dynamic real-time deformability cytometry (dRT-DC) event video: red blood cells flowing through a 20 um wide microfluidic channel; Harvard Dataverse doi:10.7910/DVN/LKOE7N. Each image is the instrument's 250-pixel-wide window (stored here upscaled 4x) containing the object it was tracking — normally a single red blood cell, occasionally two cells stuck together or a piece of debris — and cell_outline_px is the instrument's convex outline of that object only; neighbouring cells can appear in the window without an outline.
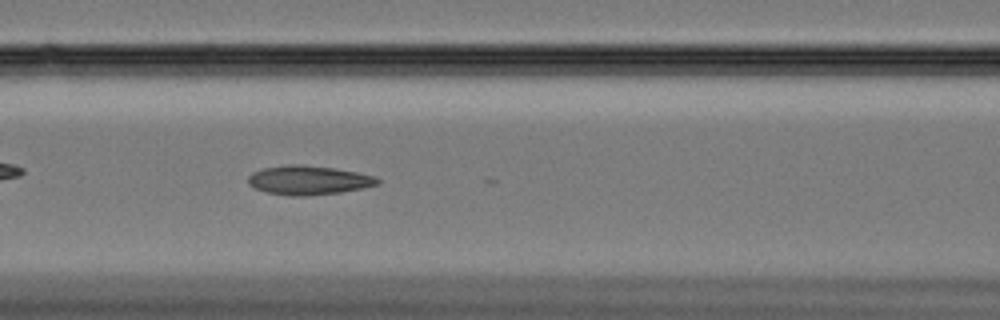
{"species": "Egyptian fruit bat (a non-hibernating species)", "species_latin": "Rousettus aegyptiacus", "temperature_condition": "cold", "stored_images_in_passage": 50, "camera_frame_rate_fps": 3000, "um_per_image_px": 0.085, "animal": {"sex": "female"}, "frame": {"image": 1, "passage_image": 25, "time_ms": 8.0, "image_size_px": [1000, 320], "cell_outline_px": [[380, 184], [364, 188], [340, 192], [304, 196], [292, 196], [268, 192], [256, 188], [248, 184], [248, 176], [252, 172], [264, 168], [292, 164], [296, 164], [332, 168], [356, 172], [376, 176], [380, 180]], "centroid_in_image_um": [26.25, 15.32], "position_along_channel_um": 140.4, "area_um2": 21.73}}
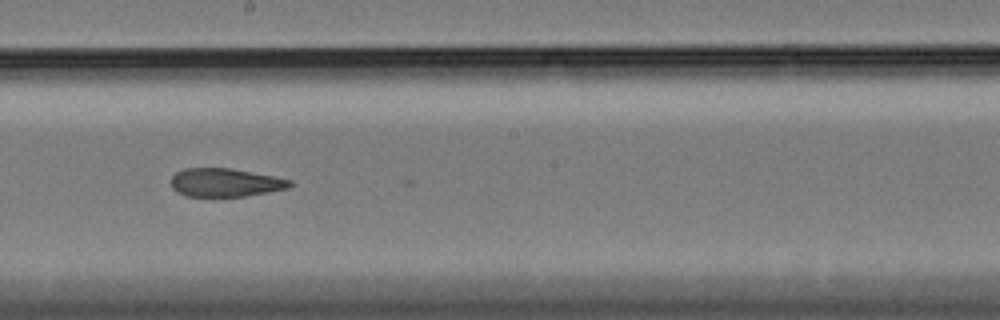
{"frame": {"image": 2, "passage_image": 33, "time_ms": 10.667, "image_size_px": [1000, 320], "cell_outline_px": [[292, 188], [244, 196], [184, 196], [176, 192], [172, 188], [172, 176], [176, 172], [184, 168], [232, 168], [292, 180]], "centroid_in_image_um": [19.15, 15.51], "position_along_channel_um": 229.1, "area_um2": 19.71}}
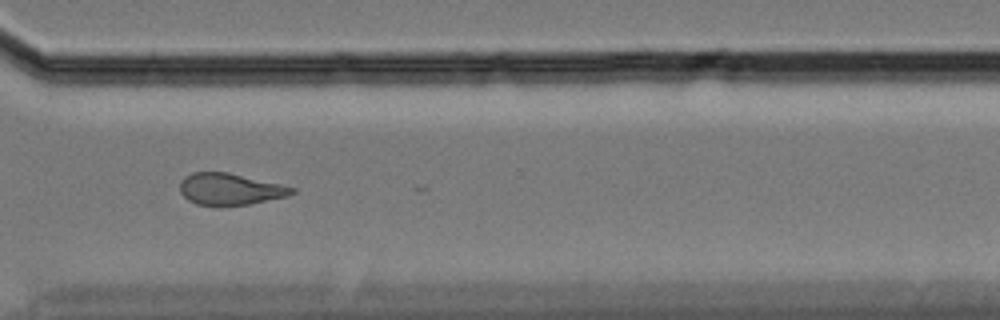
{"frame": {"image": 3, "passage_image": 44, "time_ms": 14.333, "image_size_px": [1000, 320], "cell_outline_px": [[296, 192], [288, 196], [248, 204], [220, 208], [196, 204], [188, 200], [180, 192], [180, 180], [184, 176], [192, 172], [228, 172], [280, 184], [296, 188]], "centroid_in_image_um": [19.52, 16.1], "position_along_channel_um": 351.1, "area_um2": 21.1}, "authors_computed_cell_mechanics": {"area_um2": 21.5305, "velocity_mm_per_s": 3.3283, "shape_relaxation_time_tau1_ms": null, "shape_relaxation_time_tau2_ms": 5.0114, "deformation_change_tau1": null, "deformation_change_tau2": 0.132}}